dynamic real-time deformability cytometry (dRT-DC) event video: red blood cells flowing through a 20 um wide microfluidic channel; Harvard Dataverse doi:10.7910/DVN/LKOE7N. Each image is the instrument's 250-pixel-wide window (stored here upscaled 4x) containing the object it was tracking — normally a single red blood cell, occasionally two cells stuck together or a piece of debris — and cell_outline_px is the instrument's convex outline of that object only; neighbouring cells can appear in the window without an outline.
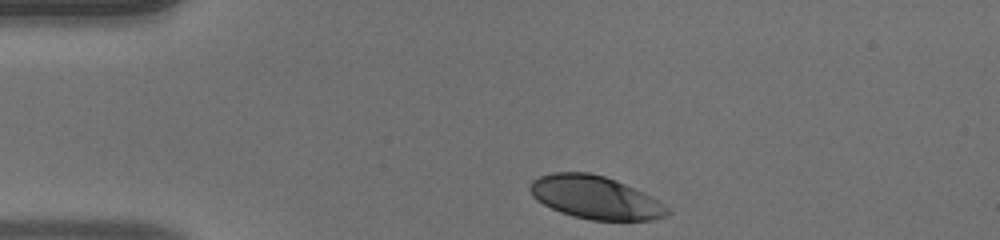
{"species": "human", "species_latin": "Homo sapiens", "temperature_condition": "warm", "stored_images_in_passage": 35, "camera_frame_rate_fps": 3000, "um_per_image_px": 0.085, "donor": {"sex": "male"}, "frame": {"image": 1, "passage_image": 1, "time_ms": 0.0, "image_size_px": [1000, 240], "cell_outline_px": [[672, 212], [664, 216], [652, 220], [592, 220], [572, 216], [560, 212], [536, 200], [532, 196], [528, 188], [532, 180], [540, 176], [552, 172], [588, 172], [604, 176], [616, 180], [664, 204]], "centroid_in_image_um": [50.55, 16.78], "position_along_channel_um": 34.5, "area_um2": 34.1}}
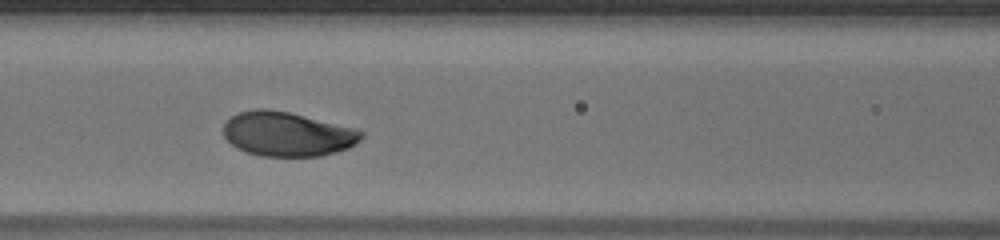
{"frame": {"image": 2, "passage_image": 13, "time_ms": 4.0, "image_size_px": [1000, 240], "cell_outline_px": [[364, 136], [356, 144], [348, 148], [336, 152], [320, 156], [260, 156], [236, 148], [224, 136], [224, 124], [232, 116], [240, 112], [256, 108], [268, 108], [288, 112], [352, 128], [364, 132]], "centroid_in_image_um": [24.41, 11.4], "position_along_channel_um": 142.2, "area_um2": 35.37}}
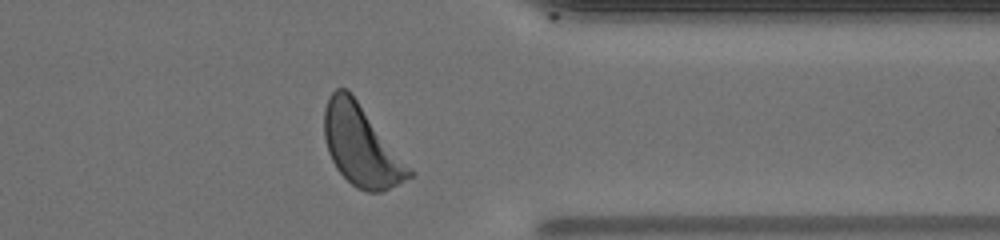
{"frame": {"image": 3, "passage_image": 32, "time_ms": 10.333, "image_size_px": [1000, 240], "cell_outline_px": [[412, 176], [380, 192], [368, 192], [356, 188], [336, 168], [328, 152], [324, 136], [324, 108], [332, 92], [336, 88], [348, 88], [412, 172]], "centroid_in_image_um": [30.63, 12.37], "position_along_channel_um": 380.8, "area_um2": 38.67}, "authors_computed_cell_mechanics": {"area_um2": 35.6048, "velocity_mm_per_s": 3.8911, "shape_relaxation_time_tau1_ms": 2.5741, "shape_relaxation_time_tau2_ms": null, "deformation_change_tau1": 0.1512, "deformation_change_tau2": null}}